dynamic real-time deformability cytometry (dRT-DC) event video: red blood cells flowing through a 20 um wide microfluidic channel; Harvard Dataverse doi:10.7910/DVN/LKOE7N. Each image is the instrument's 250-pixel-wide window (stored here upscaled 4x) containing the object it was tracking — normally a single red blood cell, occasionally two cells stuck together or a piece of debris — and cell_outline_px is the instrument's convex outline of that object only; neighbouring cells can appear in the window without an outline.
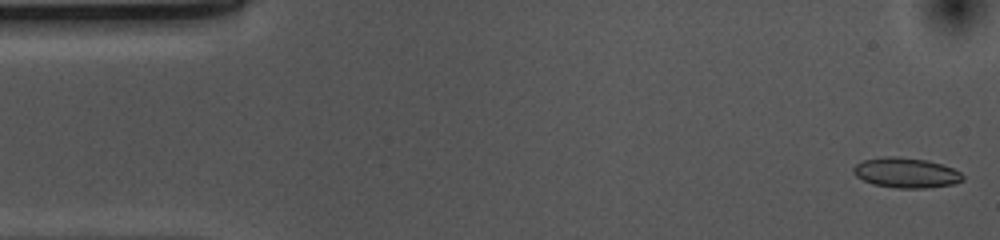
{"species": "common noctule bat (a hibernating species)", "species_latin": "Nyctalus noctula", "temperature_condition": "cold", "stored_images_in_passage": 52, "camera_frame_rate_fps": 3000, "um_per_image_px": 0.085, "animal": {"sex": "female", "body_mass_g": 10.0, "forearm_length_mm": 53.1}, "frame": {"image": 1, "passage_image": 1, "time_ms": 0.0, "image_size_px": [1000, 240], "cell_outline_px": [[964, 180], [956, 184], [924, 188], [896, 188], [872, 184], [856, 176], [852, 172], [852, 168], [856, 164], [864, 160], [880, 156], [896, 156], [928, 160], [952, 168], [960, 172], [964, 176]], "centroid_in_image_um": [77.01, 14.68], "position_along_channel_um": 8.0, "area_um2": 19.36}}
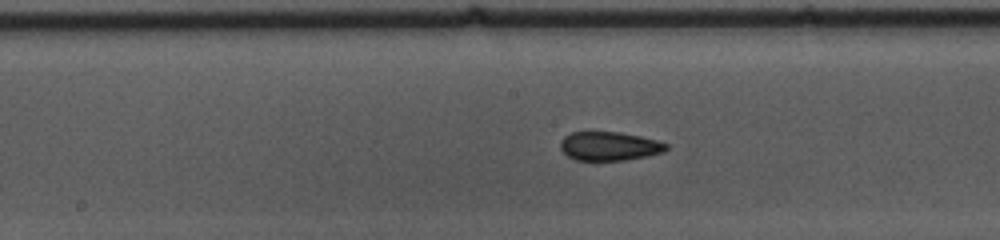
{"frame": {"image": 2, "passage_image": 25, "time_ms": 8.0, "image_size_px": [1000, 240], "cell_outline_px": [[668, 148], [664, 152], [648, 156], [624, 160], [576, 160], [568, 156], [560, 148], [560, 140], [564, 136], [572, 132], [592, 128], [620, 132], [640, 136], [656, 140], [668, 144]], "centroid_in_image_um": [51.75, 12.37], "position_along_channel_um": 196.5, "area_um2": 18.5}}
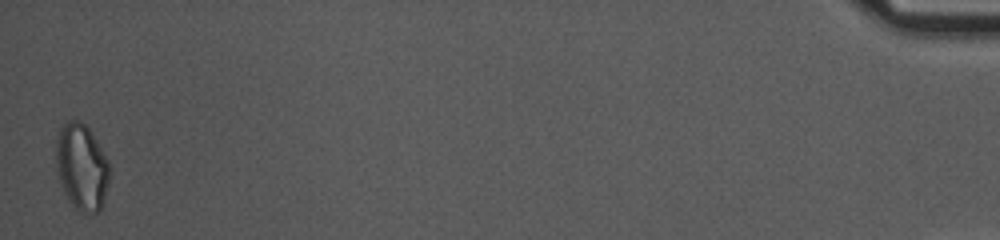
{"frame": {"image": 3, "passage_image": 52, "time_ms": 17.0, "image_size_px": [1000, 240], "cell_outline_px": [[108, 184], [100, 208], [96, 212], [84, 216], [72, 204], [64, 192], [60, 180], [56, 164], [56, 140], [60, 128], [68, 120], [80, 120], [88, 128], [96, 140], [108, 160]], "centroid_in_image_um": [6.93, 14.19], "position_along_channel_um": 428.3, "area_um2": 26.59}, "authors_computed_cell_mechanics": {"area_um2": 18.8717, "velocity_mm_per_s": 3.6867, "shape_relaxation_time_tau1_ms": 3.9722, "shape_relaxation_time_tau2_ms": 2.6957, "deformation_change_tau1": 0.1091, "deformation_change_tau2": 0.0901}}